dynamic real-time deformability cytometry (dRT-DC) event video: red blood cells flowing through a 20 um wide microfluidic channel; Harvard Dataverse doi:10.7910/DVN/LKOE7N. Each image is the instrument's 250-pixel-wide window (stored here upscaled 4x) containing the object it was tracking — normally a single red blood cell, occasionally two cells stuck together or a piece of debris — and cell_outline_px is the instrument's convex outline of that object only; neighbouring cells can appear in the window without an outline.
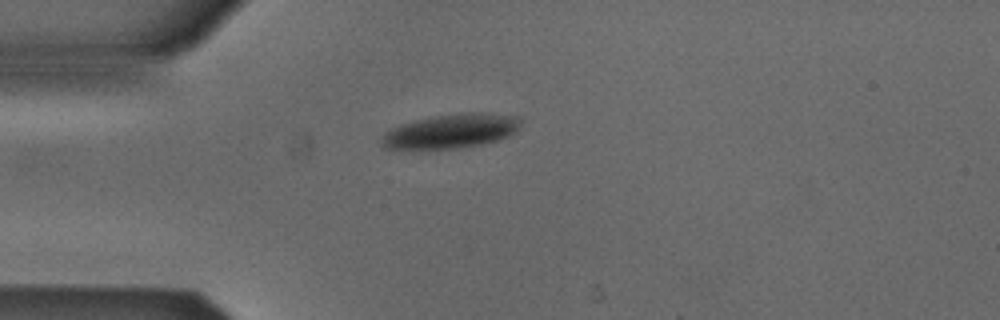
{"species": "Egyptian fruit bat (a non-hibernating species)", "species_latin": "Rousettus aegyptiacus", "temperature_condition": "cold", "stored_images_in_passage": 38, "camera_frame_rate_fps": 3000, "um_per_image_px": 0.085, "animal": {"sex": "male"}, "frame": {"image": 1, "passage_image": 1, "time_ms": 0.0, "image_size_px": [1000, 320], "cell_outline_px": [[520, 124], [516, 132], [508, 136], [496, 140], [480, 144], [460, 148], [384, 148], [380, 144], [380, 140], [384, 132], [400, 124], [416, 120], [436, 116], [468, 112], [480, 112], [516, 116], [520, 120]], "centroid_in_image_um": [38.32, 11.14], "position_along_channel_um": 46.7, "area_um2": 27.4}}
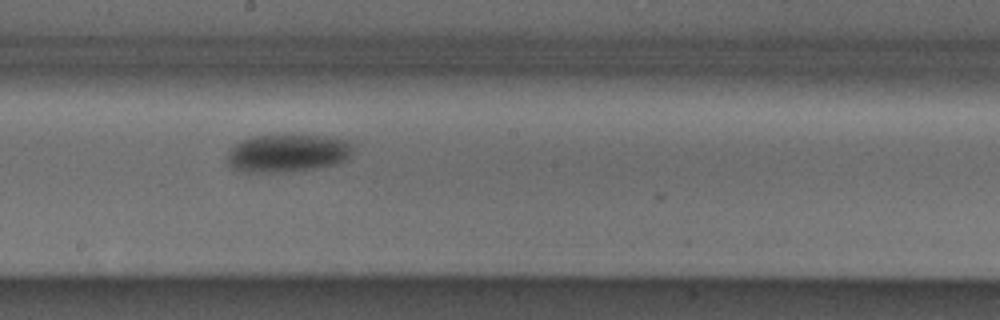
{"frame": {"image": 2, "passage_image": 16, "time_ms": 5.0, "image_size_px": [1000, 320], "cell_outline_px": [[352, 152], [344, 160], [336, 164], [312, 168], [284, 172], [248, 172], [236, 168], [228, 164], [228, 152], [236, 144], [252, 136], [276, 132], [320, 136], [348, 140], [352, 144]], "centroid_in_image_um": [24.44, 12.96], "position_along_channel_um": 223.8, "area_um2": 28.03}}
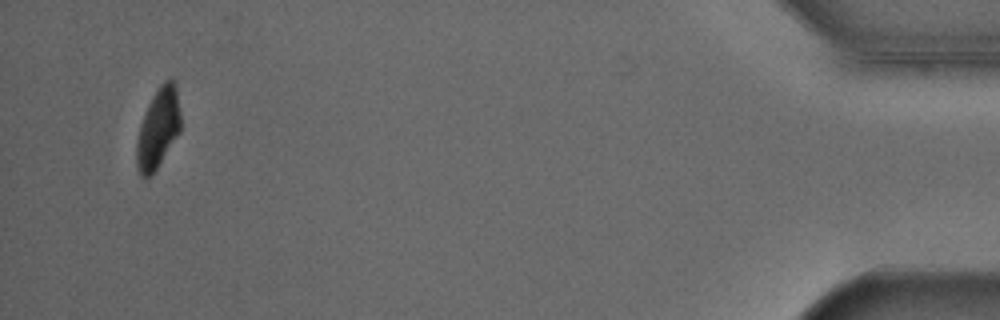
{"frame": {"image": 3, "passage_image": 38, "time_ms": 12.333, "image_size_px": [1000, 320], "cell_outline_px": [[180, 132], [156, 168], [144, 180], [140, 176], [136, 164], [136, 144], [140, 124], [144, 112], [156, 88], [168, 76], [172, 76], [176, 84], [180, 112]], "centroid_in_image_um": [13.44, 10.83], "position_along_channel_um": 421.8, "area_um2": 20.75}, "authors_computed_cell_mechanics": {"area_um2": 27.3394, "velocity_mm_per_s": 3.8465, "shape_relaxation_time_tau1_ms": 1.6683, "shape_relaxation_time_tau2_ms": null, "deformation_change_tau1": 0.1046, "deformation_change_tau2": null}}